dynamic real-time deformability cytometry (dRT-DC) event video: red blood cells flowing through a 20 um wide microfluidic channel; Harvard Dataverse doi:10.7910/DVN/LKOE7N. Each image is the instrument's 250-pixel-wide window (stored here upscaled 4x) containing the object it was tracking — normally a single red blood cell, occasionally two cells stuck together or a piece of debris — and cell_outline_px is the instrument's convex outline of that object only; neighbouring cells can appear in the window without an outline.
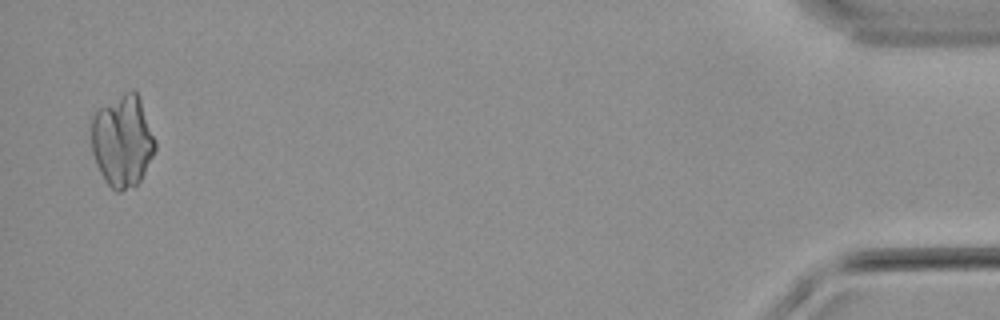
{"species": "common noctule bat (a hibernating species)", "species_latin": "Nyctalus noctula", "temperature_condition": "warm", "stored_images_in_passage": 55, "camera_frame_rate_fps": 3000, "um_per_image_px": 0.085, "animal": {"sex": "male", "body_mass_g": 21.5, "forearm_length_mm": 52.0}, "frame": {"image": 1, "passage_image": 54, "time_ms": 17.667, "image_size_px": [1000, 320], "cell_outline_px": [[156, 148], [140, 180], [136, 184], [120, 192], [116, 192], [108, 184], [100, 172], [96, 164], [92, 152], [92, 116], [100, 108], [124, 92], [132, 88], [136, 92], [140, 100], [156, 144]], "centroid_in_image_um": [10.39, 11.98], "position_along_channel_um": 424.8, "area_um2": 33.58}}